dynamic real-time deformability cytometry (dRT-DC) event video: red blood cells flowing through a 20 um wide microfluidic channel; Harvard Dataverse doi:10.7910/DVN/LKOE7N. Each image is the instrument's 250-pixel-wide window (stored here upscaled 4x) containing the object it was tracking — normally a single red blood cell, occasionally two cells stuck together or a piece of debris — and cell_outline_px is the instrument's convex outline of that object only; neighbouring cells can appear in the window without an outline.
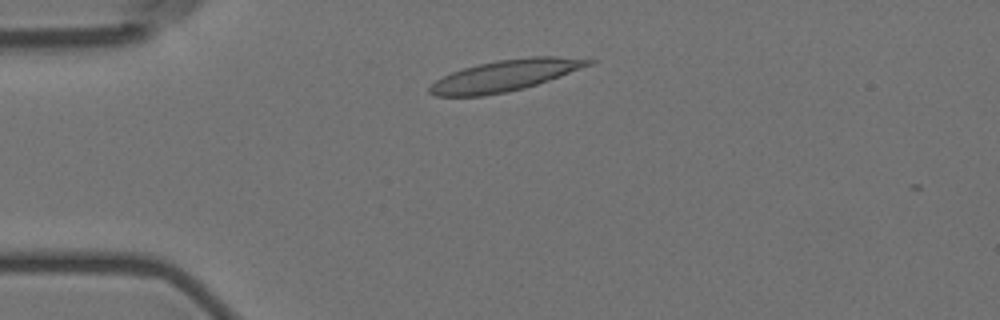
{"species": "Egyptian fruit bat (a non-hibernating species)", "species_latin": "Rousettus aegyptiacus", "temperature_condition": "room temperature", "stored_images_in_passage": 5, "camera_frame_rate_fps": 3000, "um_per_image_px": 0.085, "animal": {"sex": "female"}, "frame": {"image": 1, "passage_image": 3, "time_ms": 2.333, "image_size_px": [1000, 320], "cell_outline_px": [[596, 60], [592, 64], [560, 76], [524, 88], [508, 92], [484, 96], [436, 96], [428, 92], [428, 88], [436, 80], [452, 72], [476, 64], [496, 60], [532, 56], [556, 56]], "centroid_in_image_um": [42.91, 6.42], "position_along_channel_um": 42.1, "area_um2": 28.78}}
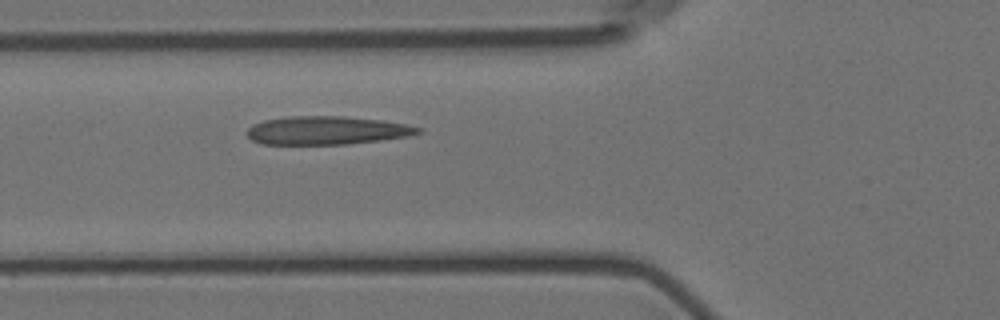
{"frame": {"image": 2, "passage_image": 5, "time_ms": 4.667, "image_size_px": [1000, 320], "cell_outline_px": [[424, 132], [404, 136], [380, 140], [348, 144], [260, 144], [252, 140], [248, 136], [248, 128], [252, 124], [264, 120], [288, 116], [344, 116], [384, 120], [424, 128]], "centroid_in_image_um": [27.78, 11.08], "position_along_channel_um": 98.0, "area_um2": 28.32}}